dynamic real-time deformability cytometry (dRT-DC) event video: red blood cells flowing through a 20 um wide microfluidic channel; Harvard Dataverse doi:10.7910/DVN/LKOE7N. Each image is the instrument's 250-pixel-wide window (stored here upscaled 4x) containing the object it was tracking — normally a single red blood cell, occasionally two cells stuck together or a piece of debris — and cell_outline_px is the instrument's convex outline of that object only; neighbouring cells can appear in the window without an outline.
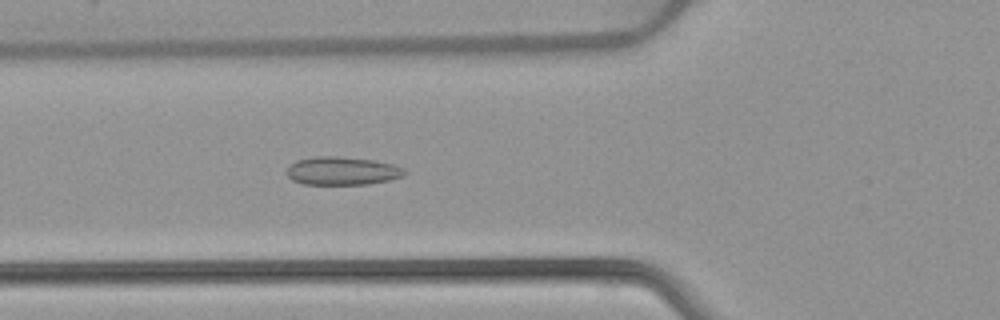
{"species": "common noctule bat (a hibernating species)", "species_latin": "Nyctalus noctula", "temperature_condition": "warm", "stored_images_in_passage": 52, "camera_frame_rate_fps": 3000, "um_per_image_px": 0.085, "animal": {"sex": "female", "body_mass_g": 22.7, "forearm_length_mm": 54.2}, "frame": {"image": 1, "passage_image": 19, "time_ms": 6.0, "image_size_px": [1000, 320], "cell_outline_px": [[408, 172], [404, 176], [388, 180], [368, 184], [304, 184], [292, 180], [284, 172], [296, 160], [316, 156], [336, 156], [372, 160], [392, 164], [404, 168]], "centroid_in_image_um": [29.08, 14.52], "position_along_channel_um": 96.7, "area_um2": 19.36}}
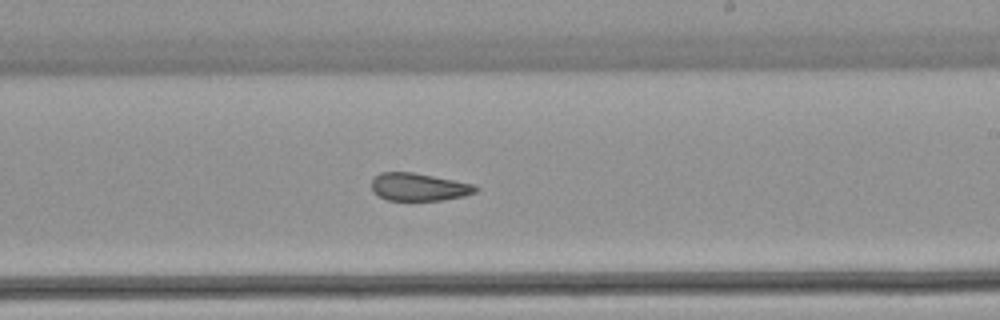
{"frame": {"image": 2, "passage_image": 31, "time_ms": 10.0, "image_size_px": [1000, 320], "cell_outline_px": [[480, 188], [476, 192], [464, 196], [440, 200], [388, 200], [372, 192], [372, 180], [380, 172], [412, 172], [476, 184]], "centroid_in_image_um": [35.63, 15.89], "position_along_channel_um": 253.4, "area_um2": 16.82}}
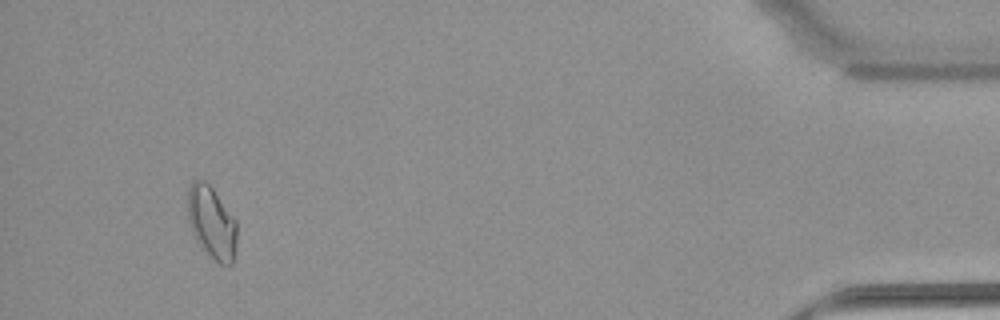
{"frame": {"image": 3, "passage_image": 49, "time_ms": 16.0, "image_size_px": [1000, 320], "cell_outline_px": [[236, 240], [232, 264], [228, 268], [212, 260], [200, 248], [192, 232], [188, 220], [188, 188], [192, 180], [200, 176], [212, 188], [236, 220]], "centroid_in_image_um": [17.97, 18.94], "position_along_channel_um": 417.2, "area_um2": 21.15}, "authors_computed_cell_mechanics": {"area_um2": 19.2474, "velocity_mm_per_s": 3.9168, "shape_relaxation_time_tau1_ms": null, "shape_relaxation_time_tau2_ms": 2.1225, "deformation_change_tau1": null, "deformation_change_tau2": 0.0656}}